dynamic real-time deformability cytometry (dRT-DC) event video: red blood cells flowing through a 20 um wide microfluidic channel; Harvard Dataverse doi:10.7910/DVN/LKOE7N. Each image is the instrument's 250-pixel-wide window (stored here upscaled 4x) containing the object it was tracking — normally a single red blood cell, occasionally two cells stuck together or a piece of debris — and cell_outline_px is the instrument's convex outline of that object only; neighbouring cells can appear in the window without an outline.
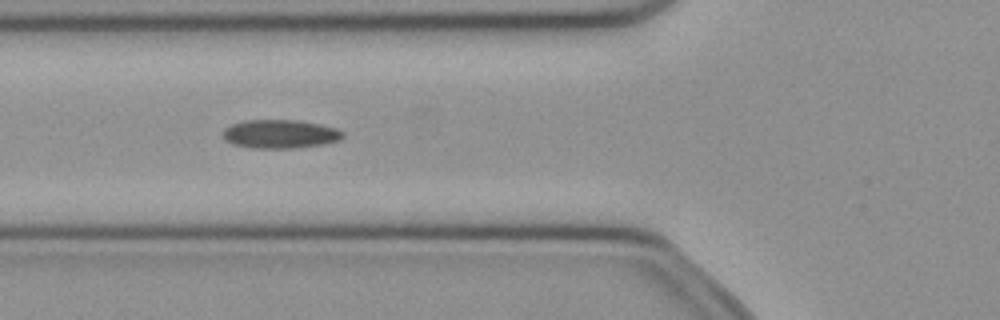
{"species": "common noctule bat (a hibernating species)", "species_latin": "Nyctalus noctula", "temperature_condition": "cold", "stored_images_in_passage": 25, "camera_frame_rate_fps": 3000, "um_per_image_px": 0.085, "animal": {"sex": "female", "body_mass_g": 21.9}, "frame": {"image": 1, "passage_image": 7, "time_ms": 2.0, "image_size_px": [1000, 320], "cell_outline_px": [[344, 136], [340, 140], [324, 144], [292, 148], [252, 148], [232, 144], [224, 140], [224, 128], [232, 124], [244, 120], [300, 120], [320, 124], [336, 128], [344, 132]], "centroid_in_image_um": [23.82, 11.39], "position_along_channel_um": 102.0, "area_um2": 20.11}}
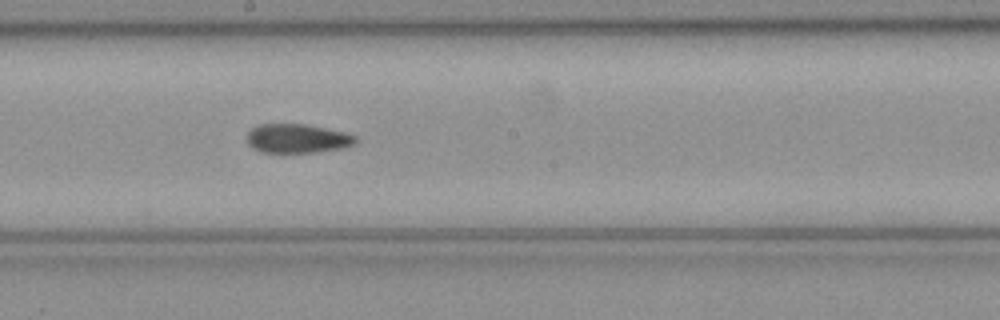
{"frame": {"image": 2, "passage_image": 16, "time_ms": 5.0, "image_size_px": [1000, 320], "cell_outline_px": [[356, 144], [344, 148], [316, 152], [260, 152], [252, 148], [248, 144], [248, 132], [252, 128], [260, 124], [304, 124], [344, 132], [356, 136]], "centroid_in_image_um": [25.28, 11.78], "position_along_channel_um": 222.9, "area_um2": 18.32}}
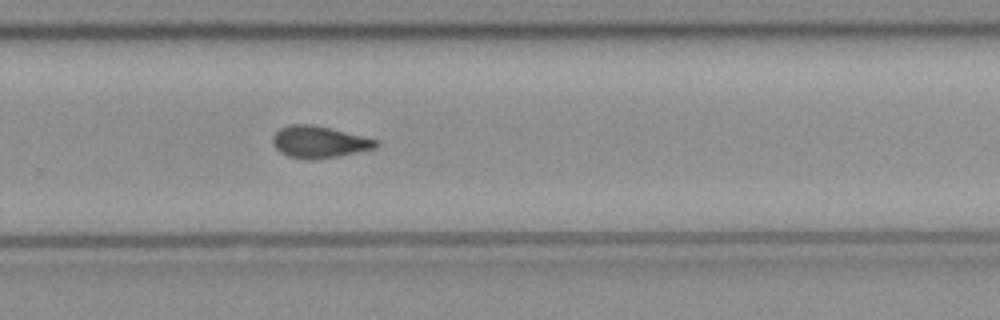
{"frame": {"image": 3, "passage_image": 22, "time_ms": 7.0, "image_size_px": [1000, 320], "cell_outline_px": [[380, 144], [376, 148], [340, 156], [312, 160], [288, 156], [280, 152], [272, 144], [272, 136], [280, 128], [288, 124], [312, 124], [376, 140]], "centroid_in_image_um": [27.08, 12.07], "position_along_channel_um": 302.7, "area_um2": 19.02}}